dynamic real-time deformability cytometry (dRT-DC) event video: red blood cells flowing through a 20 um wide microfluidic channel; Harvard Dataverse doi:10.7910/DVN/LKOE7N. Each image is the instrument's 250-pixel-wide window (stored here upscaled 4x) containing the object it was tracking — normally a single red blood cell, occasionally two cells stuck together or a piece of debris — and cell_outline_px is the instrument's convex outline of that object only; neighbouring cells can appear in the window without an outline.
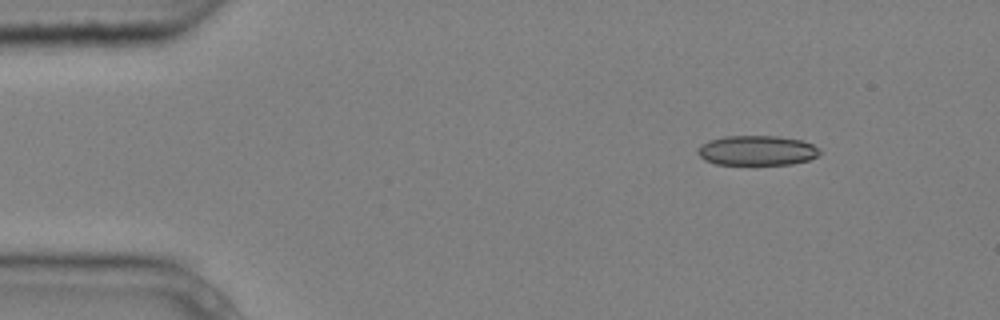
{"species": "common noctule bat (a hibernating species)", "species_latin": "Nyctalus noctula", "temperature_condition": "cold", "stored_images_in_passage": 5, "camera_frame_rate_fps": 3000, "um_per_image_px": 0.085, "animal": {"sex": "male", "body_mass_g": 20.4}, "frame": {"image": 1, "passage_image": 2, "time_ms": 0.333, "image_size_px": [1000, 320], "cell_outline_px": [[820, 152], [816, 156], [808, 160], [792, 164], [716, 164], [704, 160], [696, 152], [700, 144], [708, 140], [724, 136], [776, 136], [800, 140], [812, 144], [820, 148]], "centroid_in_image_um": [64.3, 12.78], "position_along_channel_um": 20.7, "area_um2": 21.21}}
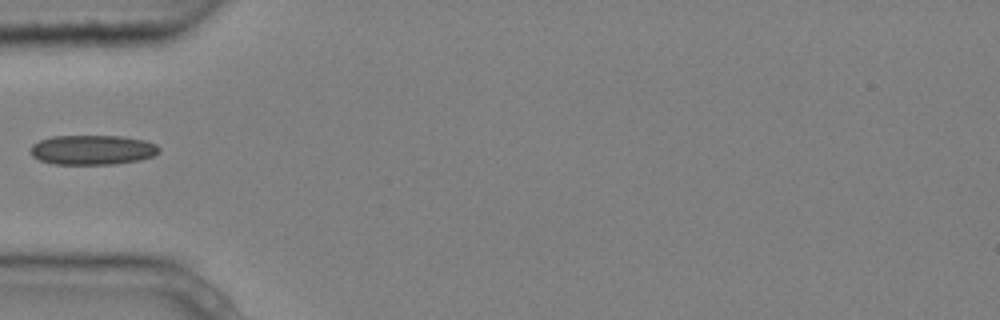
{"frame": {"image": 2, "passage_image": 5, "time_ms": 1.333, "image_size_px": [1000, 320], "cell_outline_px": [[160, 152], [152, 156], [140, 160], [116, 164], [52, 164], [40, 160], [32, 156], [32, 144], [40, 140], [52, 136], [120, 136], [144, 140], [156, 144], [160, 148]], "centroid_in_image_um": [7.88, 12.74], "position_along_channel_um": 77.1, "area_um2": 22.25}}